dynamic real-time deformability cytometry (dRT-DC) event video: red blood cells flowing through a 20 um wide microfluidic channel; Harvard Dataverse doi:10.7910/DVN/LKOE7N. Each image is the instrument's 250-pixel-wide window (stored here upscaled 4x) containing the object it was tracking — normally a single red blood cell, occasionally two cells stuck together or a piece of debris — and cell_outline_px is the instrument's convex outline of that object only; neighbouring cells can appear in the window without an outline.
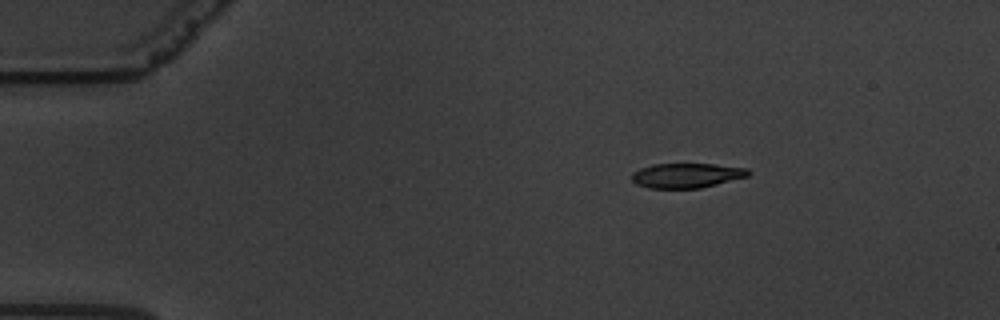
{"species": "common noctule bat (a hibernating species)", "species_latin": "Nyctalus noctula", "temperature_condition": "warm", "stored_images_in_passage": 51, "camera_frame_rate_fps": 3000, "um_per_image_px": 0.085, "animal": {"sex": "male", "body_mass_g": 19.5, "forearm_length_mm": 54.6}, "frame": {"image": 1, "passage_image": 1, "time_ms": 0.0, "image_size_px": [1000, 320], "cell_outline_px": [[752, 172], [748, 176], [700, 188], [648, 188], [636, 184], [632, 180], [632, 172], [640, 168], [652, 164], [712, 164], [748, 168]], "centroid_in_image_um": [58.35, 14.91], "position_along_channel_um": 26.7, "area_um2": 16.76}}
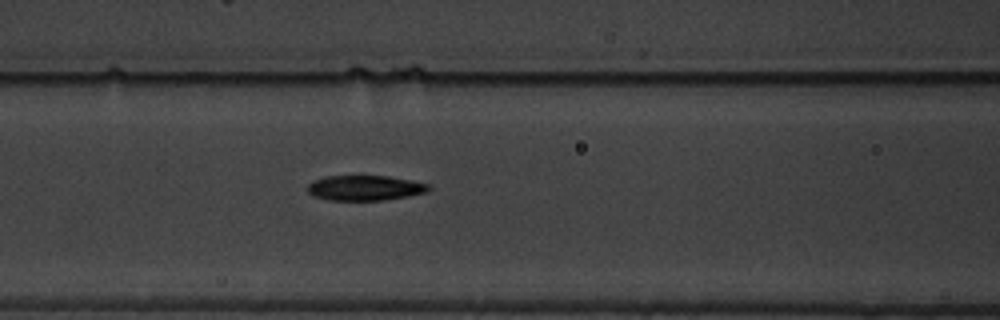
{"frame": {"image": 2, "passage_image": 17, "time_ms": 5.333, "image_size_px": [1000, 320], "cell_outline_px": [[432, 188], [428, 192], [408, 196], [384, 200], [328, 200], [312, 196], [308, 192], [308, 184], [312, 180], [324, 176], [388, 176], [428, 184]], "centroid_in_image_um": [30.99, 15.97], "position_along_channel_um": 135.6, "area_um2": 17.8}}
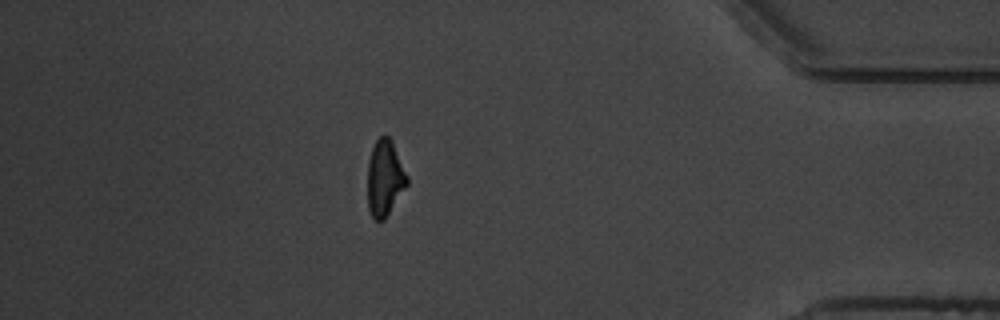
{"frame": {"image": 3, "passage_image": 44, "time_ms": 14.333, "image_size_px": [1000, 320], "cell_outline_px": [[408, 184], [384, 220], [376, 220], [372, 216], [368, 208], [368, 160], [372, 148], [376, 140], [380, 136], [388, 136], [392, 140], [408, 176]], "centroid_in_image_um": [32.71, 15.12], "position_along_channel_um": 402.5, "area_um2": 17.46}, "authors_computed_cell_mechanics": {"area_um2": 18.2648, "velocity_mm_per_s": 3.3858, "shape_relaxation_time_tau1_ms": 5.832, "shape_relaxation_time_tau2_ms": 3.0935, "deformation_change_tau1": 0.1977, "deformation_change_tau2": 0.0964}}